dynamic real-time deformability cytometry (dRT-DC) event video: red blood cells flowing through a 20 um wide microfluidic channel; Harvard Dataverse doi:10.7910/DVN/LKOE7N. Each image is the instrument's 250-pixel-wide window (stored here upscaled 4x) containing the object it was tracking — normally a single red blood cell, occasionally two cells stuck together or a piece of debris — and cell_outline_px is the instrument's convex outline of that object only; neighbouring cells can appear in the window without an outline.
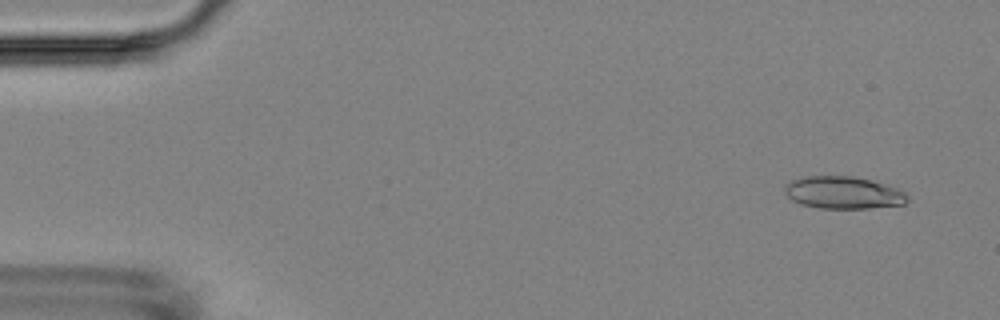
{"species": "Egyptian fruit bat (a non-hibernating species)", "species_latin": "Rousettus aegyptiacus", "temperature_condition": "room temperature", "stored_images_in_passage": 5, "camera_frame_rate_fps": 3000, "um_per_image_px": 0.085, "animal": {"sex": "female"}, "frame": {"image": 1, "passage_image": 1, "time_ms": 0.0, "image_size_px": [1000, 320], "cell_outline_px": [[908, 200], [904, 204], [868, 208], [820, 208], [800, 204], [792, 200], [784, 192], [784, 184], [792, 180], [804, 176], [852, 176], [868, 180], [896, 188], [904, 192], [908, 196]], "centroid_in_image_um": [71.62, 16.37], "position_along_channel_um": 13.4, "area_um2": 22.95}}